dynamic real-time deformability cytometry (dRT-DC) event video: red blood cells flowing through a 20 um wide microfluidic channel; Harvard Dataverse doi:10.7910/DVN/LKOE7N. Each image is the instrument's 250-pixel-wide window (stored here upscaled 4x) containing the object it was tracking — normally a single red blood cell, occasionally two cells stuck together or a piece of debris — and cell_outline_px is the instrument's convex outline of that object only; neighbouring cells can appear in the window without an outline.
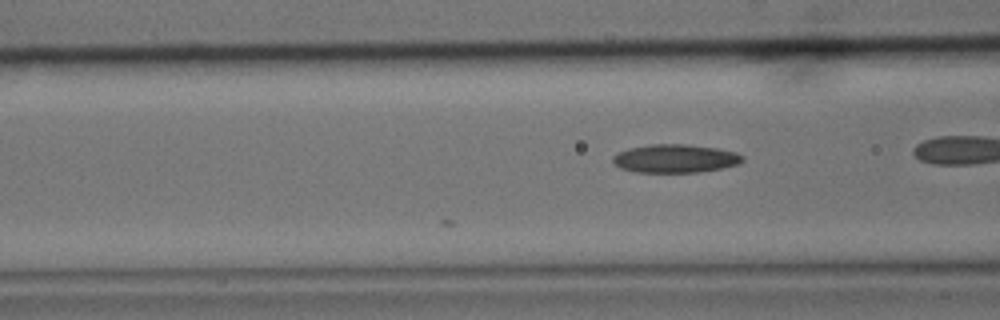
{"species": "common noctule bat (a hibernating species)", "species_latin": "Nyctalus noctula", "temperature_condition": "cold", "stored_images_in_passage": 5, "camera_frame_rate_fps": 3000, "um_per_image_px": 0.085, "animal": {"sex": "male", "body_mass_g": 15.6}, "frame": {"image": 1, "passage_image": 5, "time_ms": 1.333, "image_size_px": [1000, 320], "cell_outline_px": [[744, 160], [740, 164], [724, 168], [696, 172], [636, 172], [620, 168], [612, 160], [612, 156], [628, 148], [652, 144], [688, 144], [716, 148], [736, 152], [744, 156]], "centroid_in_image_um": [57.43, 13.47], "position_along_channel_um": 109.2, "area_um2": 21.5}}